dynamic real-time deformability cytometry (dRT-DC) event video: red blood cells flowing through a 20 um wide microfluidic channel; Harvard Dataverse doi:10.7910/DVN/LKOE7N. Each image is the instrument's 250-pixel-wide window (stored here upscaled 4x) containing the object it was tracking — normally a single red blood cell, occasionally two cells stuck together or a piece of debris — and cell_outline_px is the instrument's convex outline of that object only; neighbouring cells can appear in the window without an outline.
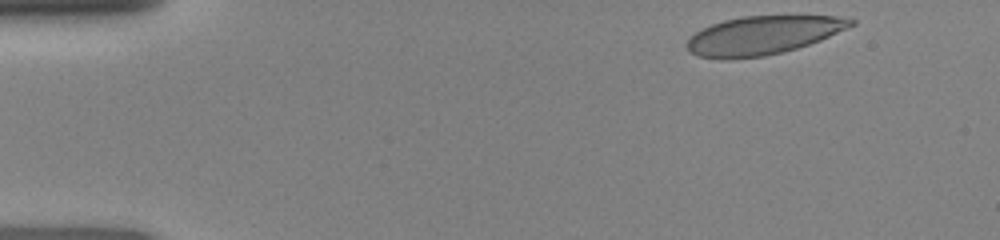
{"species": "human", "species_latin": "Homo sapiens", "temperature_condition": "room temperature", "stored_images_in_passage": 43, "camera_frame_rate_fps": 3000, "um_per_image_px": 0.085, "donor": {"sex": "female"}, "frame": {"image": 1, "passage_image": 1, "time_ms": 0.0, "image_size_px": [1000, 240], "cell_outline_px": [[856, 24], [848, 28], [820, 40], [784, 52], [764, 56], [720, 60], [696, 56], [688, 52], [684, 44], [696, 32], [712, 24], [724, 20], [740, 16], [836, 16], [856, 20]], "centroid_in_image_um": [64.8, 3.01], "position_along_channel_um": 20.2, "area_um2": 36.93}}
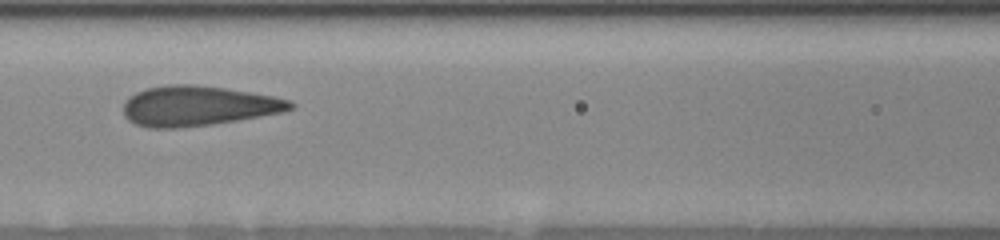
{"frame": {"image": 2, "passage_image": 17, "time_ms": 5.333, "image_size_px": [1000, 240], "cell_outline_px": [[296, 108], [284, 112], [212, 124], [176, 128], [148, 128], [136, 124], [128, 120], [124, 116], [124, 100], [128, 96], [136, 92], [148, 88], [168, 84], [196, 84], [224, 88], [272, 96], [292, 100], [296, 104]], "centroid_in_image_um": [16.83, 9.0], "position_along_channel_um": 149.8, "area_um2": 39.07}}
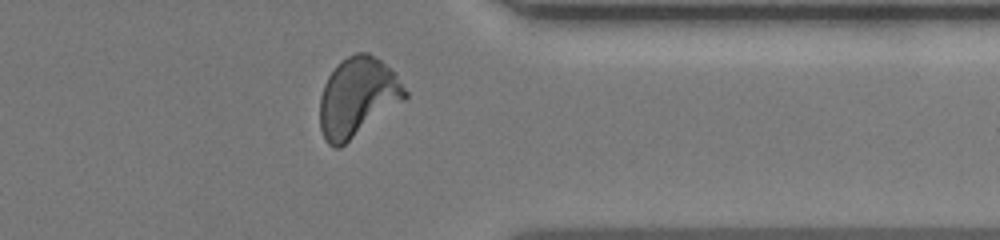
{"frame": {"image": 3, "passage_image": 34, "time_ms": 11.0, "image_size_px": [1000, 240], "cell_outline_px": [[408, 96], [404, 100], [340, 148], [332, 148], [324, 140], [320, 128], [320, 96], [324, 84], [328, 76], [348, 56], [356, 52], [368, 52], [376, 56], [396, 72], [408, 92]], "centroid_in_image_um": [30.4, 8.26], "position_along_channel_um": 381.0, "area_um2": 39.36}}